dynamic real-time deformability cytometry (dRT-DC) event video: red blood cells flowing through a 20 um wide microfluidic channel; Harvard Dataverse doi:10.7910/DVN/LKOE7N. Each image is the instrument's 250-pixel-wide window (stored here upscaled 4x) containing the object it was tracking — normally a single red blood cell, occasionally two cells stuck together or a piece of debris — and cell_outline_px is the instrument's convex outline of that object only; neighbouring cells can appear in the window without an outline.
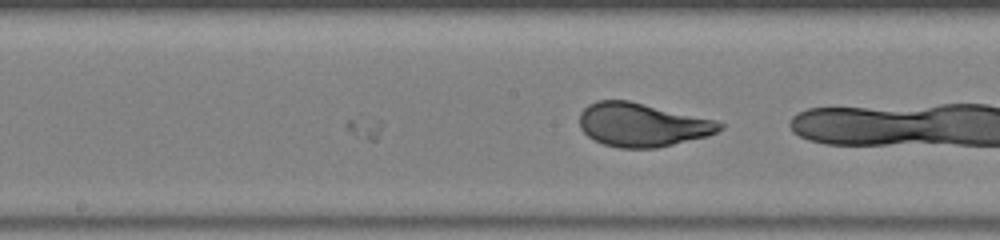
{"species": "human", "species_latin": "Homo sapiens", "temperature_condition": "warm", "stored_images_in_passage": 21, "camera_frame_rate_fps": 3000, "um_per_image_px": 0.085, "donor": {"sex": "male"}, "frame": {"image": 1, "passage_image": 21, "time_ms": 6.667, "image_size_px": [1000, 240], "cell_outline_px": [[724, 128], [708, 136], [656, 148], [620, 148], [604, 144], [588, 136], [580, 128], [580, 112], [588, 104], [596, 100], [628, 100], [716, 120], [724, 124]], "centroid_in_image_um": [54.59, 10.6], "position_along_channel_um": 193.6, "area_um2": 35.55}}